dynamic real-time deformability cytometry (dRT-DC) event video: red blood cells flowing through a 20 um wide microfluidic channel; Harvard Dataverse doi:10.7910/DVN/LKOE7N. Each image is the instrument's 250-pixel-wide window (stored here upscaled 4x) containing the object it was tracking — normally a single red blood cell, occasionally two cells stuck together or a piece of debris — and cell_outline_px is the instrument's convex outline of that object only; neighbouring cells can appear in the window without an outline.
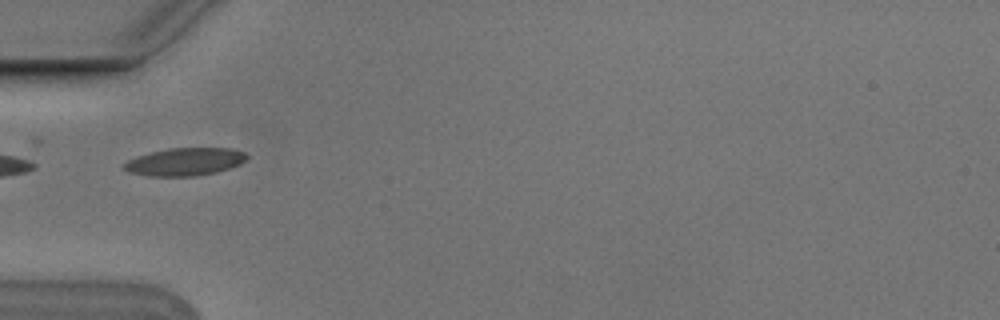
{"species": "Egyptian fruit bat (a non-hibernating species)", "species_latin": "Rousettus aegyptiacus", "temperature_condition": "cold", "stored_images_in_passage": 8, "camera_frame_rate_fps": 3000, "um_per_image_px": 0.085, "animal": {"sex": "male"}, "frame": {"image": 1, "passage_image": 5, "time_ms": 1.333, "image_size_px": [1000, 320], "cell_outline_px": [[248, 156], [240, 164], [216, 172], [196, 176], [148, 176], [128, 172], [120, 164], [136, 156], [168, 148], [232, 148], [244, 152]], "centroid_in_image_um": [15.68, 13.75], "position_along_channel_um": 69.3, "area_um2": 19.88}}
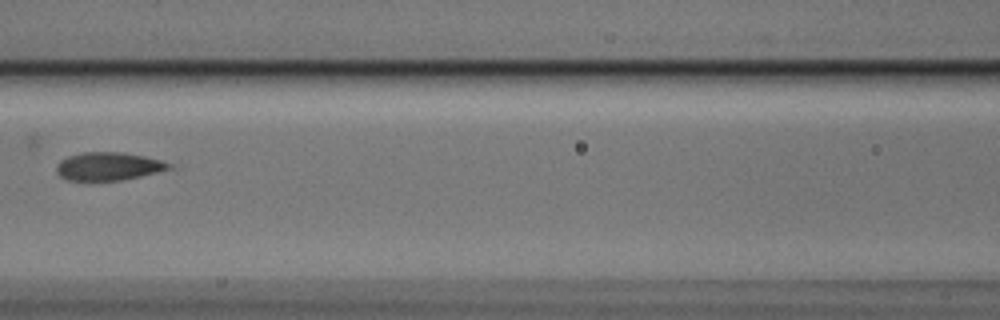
{"frame": {"image": 2, "passage_image": 7, "time_ms": 2.0, "image_size_px": [1000, 320], "cell_outline_px": [[172, 168], [140, 176], [120, 180], [68, 180], [60, 176], [56, 172], [56, 164], [60, 160], [68, 156], [84, 152], [124, 152], [144, 156], [160, 160], [172, 164]], "centroid_in_image_um": [9.19, 14.13], "position_along_channel_um": 157.4, "area_um2": 18.32}}
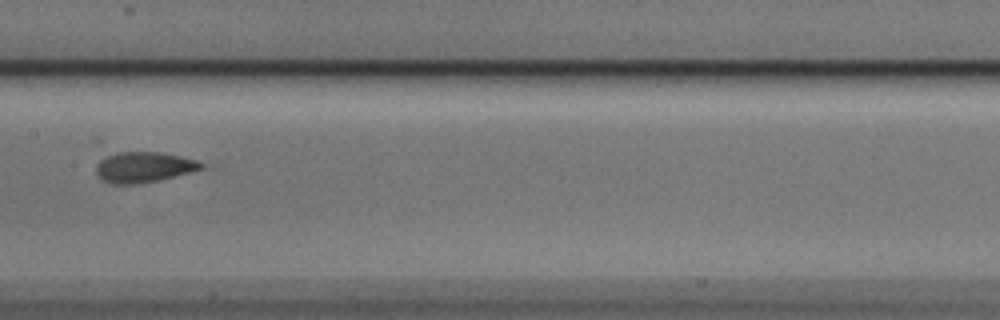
{"frame": {"image": 3, "passage_image": 8, "time_ms": 2.333, "image_size_px": [1000, 320], "cell_outline_px": [[204, 168], [156, 180], [136, 184], [112, 184], [100, 180], [96, 172], [96, 164], [100, 160], [108, 156], [120, 152], [160, 152], [180, 156], [196, 160], [204, 164]], "centroid_in_image_um": [12.17, 14.21], "position_along_channel_um": 195.2, "area_um2": 18.44}}